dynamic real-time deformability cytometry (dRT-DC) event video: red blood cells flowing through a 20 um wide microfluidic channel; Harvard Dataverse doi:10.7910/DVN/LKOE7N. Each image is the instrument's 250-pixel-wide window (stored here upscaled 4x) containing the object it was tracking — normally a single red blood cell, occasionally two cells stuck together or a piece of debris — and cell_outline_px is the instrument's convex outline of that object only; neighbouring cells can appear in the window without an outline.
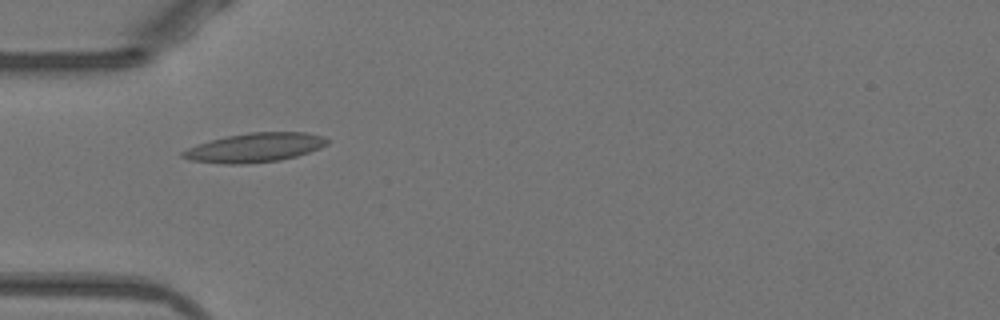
{"species": "Egyptian fruit bat (a non-hibernating species)", "species_latin": "Rousettus aegyptiacus", "temperature_condition": "warm", "stored_images_in_passage": 22, "camera_frame_rate_fps": 3000, "um_per_image_px": 0.085, "animal": {"sex": "female"}, "frame": {"image": 1, "passage_image": 1, "time_ms": 0.0, "image_size_px": [1000, 320], "cell_outline_px": [[328, 144], [320, 148], [296, 156], [280, 160], [248, 164], [220, 164], [188, 160], [180, 156], [180, 152], [196, 144], [228, 136], [248, 132], [304, 132], [324, 136], [328, 140]], "centroid_in_image_um": [21.63, 12.55], "position_along_channel_um": 63.4, "area_um2": 24.68}}